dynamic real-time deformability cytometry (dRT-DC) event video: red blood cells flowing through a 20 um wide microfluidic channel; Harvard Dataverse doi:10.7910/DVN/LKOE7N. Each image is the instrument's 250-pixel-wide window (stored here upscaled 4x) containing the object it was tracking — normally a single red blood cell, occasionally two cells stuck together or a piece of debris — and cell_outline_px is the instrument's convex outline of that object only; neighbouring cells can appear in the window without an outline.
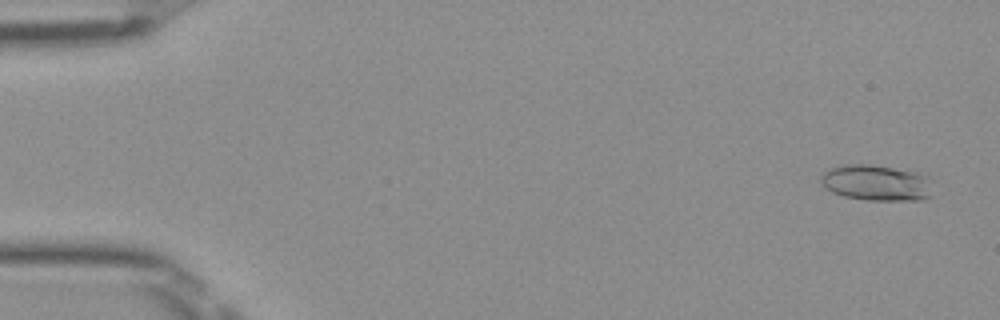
{"species": "Egyptian fruit bat (a non-hibernating species)", "species_latin": "Rousettus aegyptiacus", "temperature_condition": "room temperature", "stored_images_in_passage": 52, "camera_frame_rate_fps": 3000, "um_per_image_px": 0.085, "frame": {"image": 1, "passage_image": 3, "time_ms": 0.667, "image_size_px": [1000, 320], "cell_outline_px": [[932, 196], [924, 200], [868, 200], [844, 196], [832, 192], [824, 188], [820, 180], [820, 176], [824, 172], [840, 164], [872, 164], [916, 172], [928, 176], [932, 180]], "centroid_in_image_um": [74.52, 15.54], "position_along_channel_um": 10.5, "area_um2": 23.81}}
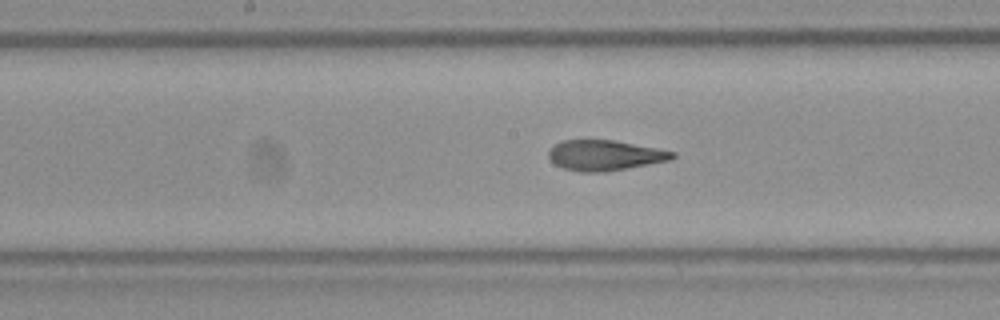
{"frame": {"image": 2, "passage_image": 27, "time_ms": 8.667, "image_size_px": [1000, 320], "cell_outline_px": [[676, 156], [672, 160], [628, 168], [604, 172], [580, 172], [564, 168], [556, 164], [548, 156], [548, 152], [560, 140], [616, 140], [676, 152]], "centroid_in_image_um": [51.45, 13.2], "position_along_channel_um": 196.8, "area_um2": 21.91}}
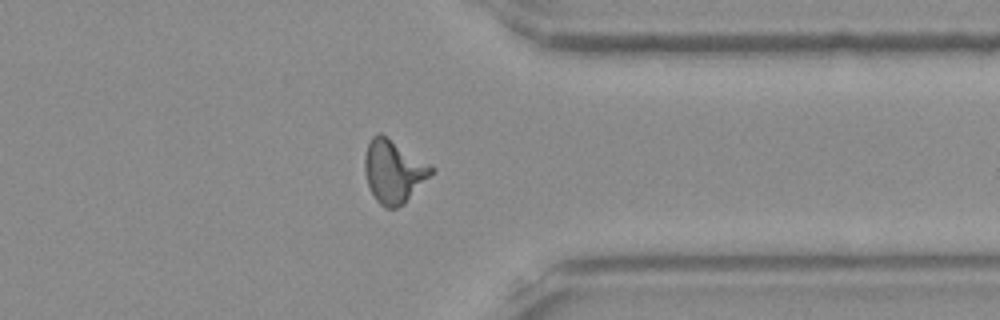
{"frame": {"image": 3, "passage_image": 41, "time_ms": 13.333, "image_size_px": [1000, 320], "cell_outline_px": [[436, 168], [404, 204], [396, 208], [384, 208], [376, 200], [368, 184], [364, 168], [364, 156], [368, 144], [372, 136], [380, 132], [432, 164]], "centroid_in_image_um": [33.46, 14.55], "position_along_channel_um": 377.9, "area_um2": 24.39}, "authors_computed_cell_mechanics": {"area_um2": 22.253, "velocity_mm_per_s": 4.0027, "shape_relaxation_time_tau1_ms": 7.8182, "shape_relaxation_time_tau2_ms": 1.4337, "deformation_change_tau1": 0.2718, "deformation_change_tau2": 0.105}}